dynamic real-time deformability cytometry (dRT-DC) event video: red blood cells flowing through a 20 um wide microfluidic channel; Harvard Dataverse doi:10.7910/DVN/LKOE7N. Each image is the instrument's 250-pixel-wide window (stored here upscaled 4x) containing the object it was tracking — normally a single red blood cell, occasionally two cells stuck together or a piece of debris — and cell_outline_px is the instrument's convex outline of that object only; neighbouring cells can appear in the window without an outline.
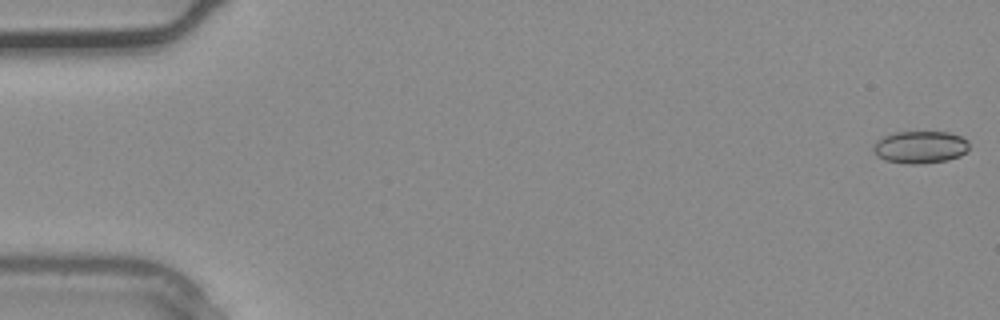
{"species": "common noctule bat (a hibernating species)", "species_latin": "Nyctalus noctula", "temperature_condition": "warm", "stored_images_in_passage": 4, "camera_frame_rate_fps": 3000, "um_per_image_px": 0.085, "animal": {"sex": "male", "body_mass_g": 20.4}, "frame": {"image": 1, "passage_image": 4, "time_ms": 1.0, "image_size_px": [1000, 320], "cell_outline_px": [[968, 152], [960, 156], [948, 160], [924, 164], [908, 164], [884, 160], [876, 156], [872, 152], [872, 148], [876, 140], [892, 132], [948, 132], [960, 136], [968, 140]], "centroid_in_image_um": [78.19, 12.51], "position_along_channel_um": 6.8, "area_um2": 18.44}}